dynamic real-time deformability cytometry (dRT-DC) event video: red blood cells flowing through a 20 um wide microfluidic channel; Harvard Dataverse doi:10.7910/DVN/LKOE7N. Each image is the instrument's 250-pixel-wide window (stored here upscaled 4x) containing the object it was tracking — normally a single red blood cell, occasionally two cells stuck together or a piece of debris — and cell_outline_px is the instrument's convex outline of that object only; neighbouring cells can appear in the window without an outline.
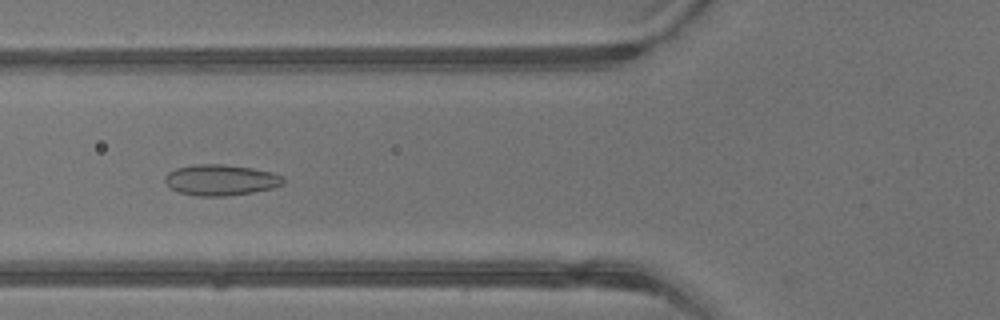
{"species": "common noctule bat (a hibernating species)", "species_latin": "Nyctalus noctula", "temperature_condition": "warm", "stored_images_in_passage": 4, "camera_frame_rate_fps": 3000, "um_per_image_px": 0.085, "animal": {"sex": "male", "body_mass_g": 13.3}, "frame": {"image": 1, "passage_image": 4, "time_ms": 1.0, "image_size_px": [1000, 320], "cell_outline_px": [[284, 184], [272, 188], [252, 192], [228, 196], [196, 196], [180, 192], [172, 188], [164, 180], [164, 176], [168, 172], [176, 168], [192, 164], [224, 164], [252, 168], [272, 172], [284, 176]], "centroid_in_image_um": [18.77, 15.29], "position_along_channel_um": 107.0, "area_um2": 21.39}}